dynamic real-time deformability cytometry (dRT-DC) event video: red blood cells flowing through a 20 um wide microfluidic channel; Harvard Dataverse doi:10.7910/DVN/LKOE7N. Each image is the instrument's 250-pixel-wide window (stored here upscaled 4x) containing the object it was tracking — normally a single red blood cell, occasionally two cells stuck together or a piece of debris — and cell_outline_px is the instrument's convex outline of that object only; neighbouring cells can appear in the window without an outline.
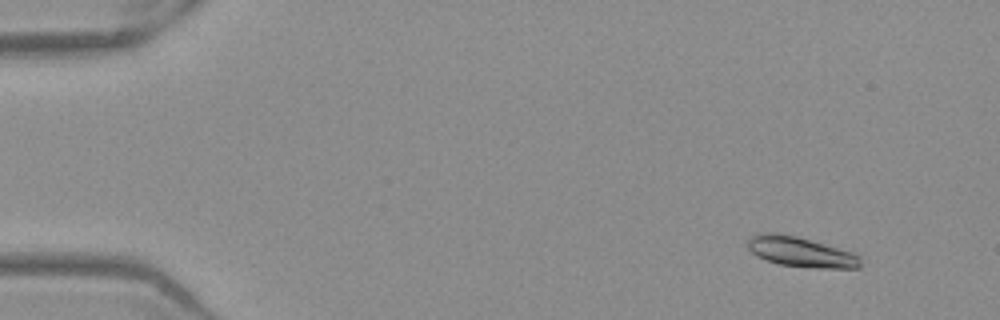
{"species": "Egyptian fruit bat (a non-hibernating species)", "species_latin": "Rousettus aegyptiacus", "temperature_condition": "warm", "stored_images_in_passage": 48, "camera_frame_rate_fps": 3000, "um_per_image_px": 0.085, "frame": {"image": 1, "passage_image": 1, "time_ms": 0.0, "image_size_px": [1000, 320], "cell_outline_px": [[860, 268], [812, 268], [780, 264], [756, 256], [748, 248], [748, 240], [756, 232], [776, 232], [796, 236], [852, 252], [860, 256]], "centroid_in_image_um": [68.04, 21.4], "position_along_channel_um": 17.0, "area_um2": 19.71}}
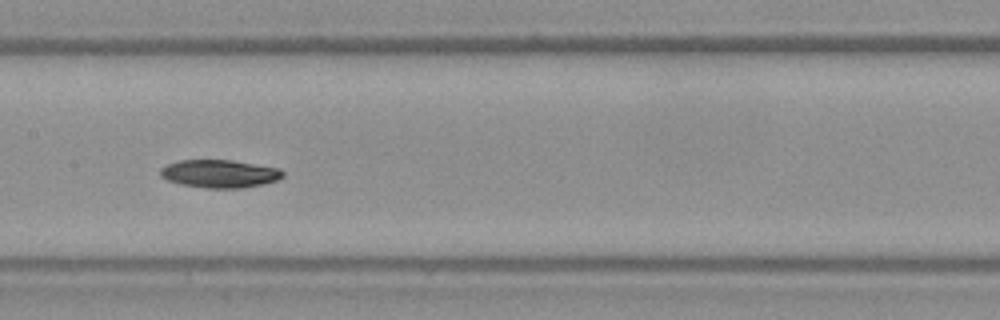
{"frame": {"image": 2, "passage_image": 23, "time_ms": 7.333, "image_size_px": [1000, 320], "cell_outline_px": [[284, 176], [276, 180], [264, 184], [240, 188], [208, 188], [180, 184], [168, 180], [160, 176], [160, 168], [168, 164], [180, 160], [232, 160], [280, 168], [284, 172]], "centroid_in_image_um": [18.68, 14.76], "position_along_channel_um": 188.7, "area_um2": 19.94}}
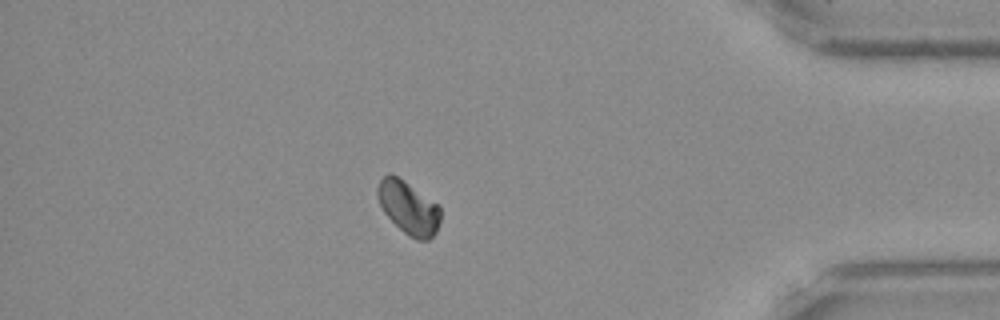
{"frame": {"image": 3, "passage_image": 42, "time_ms": 13.667, "image_size_px": [1000, 320], "cell_outline_px": [[440, 220], [436, 232], [428, 240], [416, 240], [408, 236], [384, 212], [376, 196], [376, 188], [380, 180], [388, 172], [392, 172], [440, 204]], "centroid_in_image_um": [34.72, 17.61], "position_along_channel_um": 400.5, "area_um2": 19.71}, "authors_computed_cell_mechanics": {"area_um2": 19.7098, "velocity_mm_per_s": 3.9079, "shape_relaxation_time_tau1_ms": 3.1927, "shape_relaxation_time_tau2_ms": null, "deformation_change_tau1": 0.0865, "deformation_change_tau2": null}}